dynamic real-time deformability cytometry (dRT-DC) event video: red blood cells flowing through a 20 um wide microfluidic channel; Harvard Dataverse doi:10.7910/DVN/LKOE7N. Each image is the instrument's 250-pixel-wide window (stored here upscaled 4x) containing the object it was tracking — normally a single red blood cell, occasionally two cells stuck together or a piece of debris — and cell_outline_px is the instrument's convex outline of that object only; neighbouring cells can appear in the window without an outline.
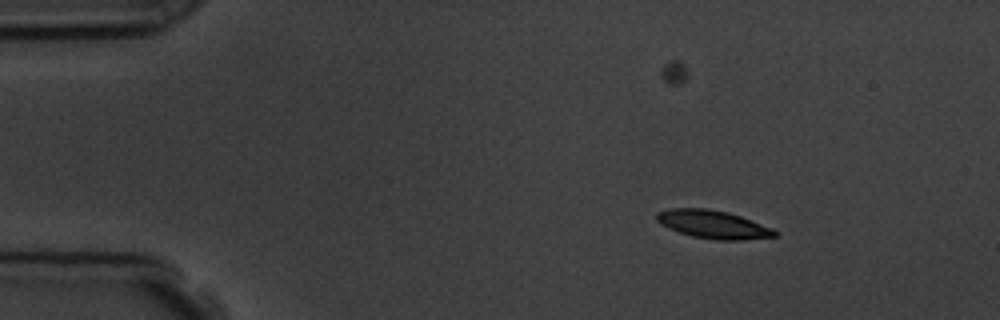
{"species": "common noctule bat (a hibernating species)", "species_latin": "Nyctalus noctula", "temperature_condition": "room temperature", "stored_images_in_passage": 3, "camera_frame_rate_fps": 3000, "um_per_image_px": 0.085, "animal": {"sex": "male", "body_mass_g": 19.5, "forearm_length_mm": 54.6}, "frame": {"image": 1, "passage_image": 1, "time_ms": 0.0, "image_size_px": [1000, 320], "cell_outline_px": [[776, 236], [740, 240], [716, 240], [692, 236], [668, 228], [660, 224], [656, 220], [656, 212], [668, 208], [708, 208], [728, 212], [740, 216], [772, 228], [776, 232]], "centroid_in_image_um": [60.55, 19.06], "position_along_channel_um": 24.4, "area_um2": 19.31}}